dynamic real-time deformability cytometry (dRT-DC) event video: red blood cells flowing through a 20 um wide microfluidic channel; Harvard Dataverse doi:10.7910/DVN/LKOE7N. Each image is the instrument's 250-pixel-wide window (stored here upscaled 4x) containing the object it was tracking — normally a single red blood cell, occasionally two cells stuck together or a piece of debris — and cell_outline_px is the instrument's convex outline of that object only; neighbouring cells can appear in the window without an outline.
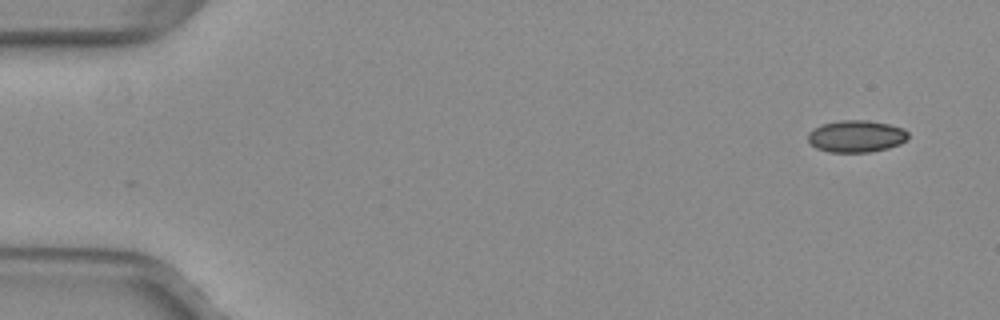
{"species": "common noctule bat (a hibernating species)", "species_latin": "Nyctalus noctula", "temperature_condition": "warm", "stored_images_in_passage": 50, "camera_frame_rate_fps": 3000, "um_per_image_px": 0.085, "animal": {"sex": "female", "body_mass_g": 29.2, "forearm_length_mm": 56.3}, "frame": {"image": 1, "passage_image": 1, "time_ms": 0.0, "image_size_px": [1000, 320], "cell_outline_px": [[908, 136], [900, 144], [888, 148], [872, 152], [828, 152], [816, 148], [808, 140], [808, 132], [812, 128], [820, 124], [840, 120], [864, 120], [888, 124], [904, 128], [908, 132]], "centroid_in_image_um": [72.75, 11.58], "position_along_channel_um": 12.2, "area_um2": 18.79}}
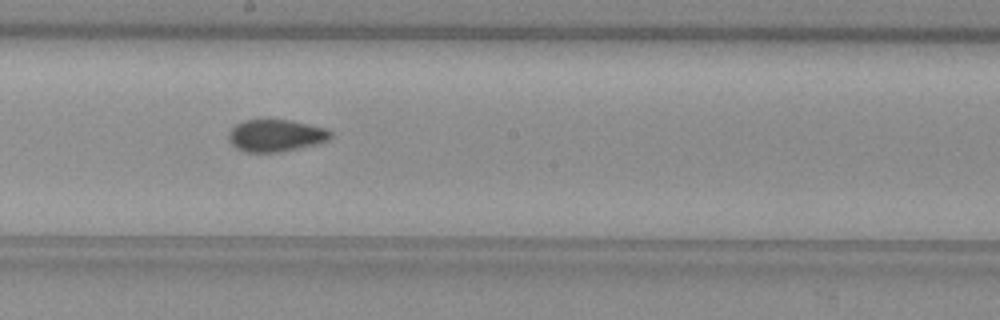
{"frame": {"image": 2, "passage_image": 27, "time_ms": 8.667, "image_size_px": [1000, 320], "cell_outline_px": [[332, 136], [328, 140], [316, 144], [280, 152], [244, 152], [236, 148], [228, 140], [228, 132], [236, 124], [244, 120], [288, 120], [328, 128], [332, 132]], "centroid_in_image_um": [23.44, 11.52], "position_along_channel_um": 224.8, "area_um2": 19.13}}
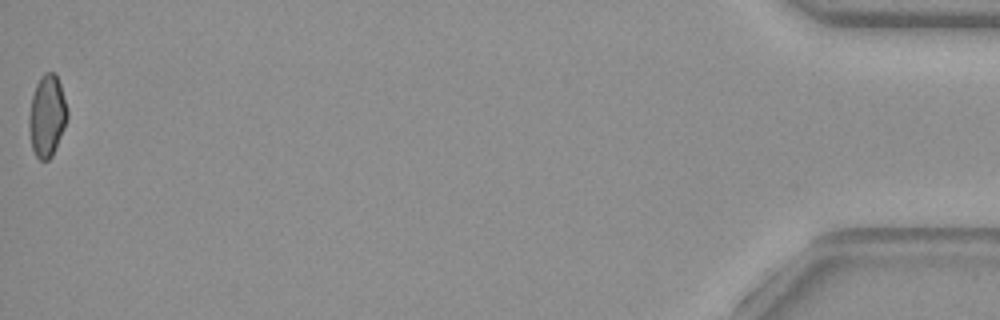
{"frame": {"image": 3, "passage_image": 50, "time_ms": 16.333, "image_size_px": [1000, 320], "cell_outline_px": [[68, 116], [64, 128], [52, 156], [48, 160], [40, 160], [36, 156], [32, 148], [28, 124], [28, 116], [32, 96], [36, 84], [40, 76], [44, 72], [56, 72], [60, 84], [68, 112]], "centroid_in_image_um": [3.99, 9.83], "position_along_channel_um": 431.2, "area_um2": 18.26}, "authors_computed_cell_mechanics": {"area_um2": 18.8428, "velocity_mm_per_s": 4.0204, "shape_relaxation_time_tau1_ms": null, "shape_relaxation_time_tau2_ms": 1.631, "deformation_change_tau1": null, "deformation_change_tau2": 0.062}}